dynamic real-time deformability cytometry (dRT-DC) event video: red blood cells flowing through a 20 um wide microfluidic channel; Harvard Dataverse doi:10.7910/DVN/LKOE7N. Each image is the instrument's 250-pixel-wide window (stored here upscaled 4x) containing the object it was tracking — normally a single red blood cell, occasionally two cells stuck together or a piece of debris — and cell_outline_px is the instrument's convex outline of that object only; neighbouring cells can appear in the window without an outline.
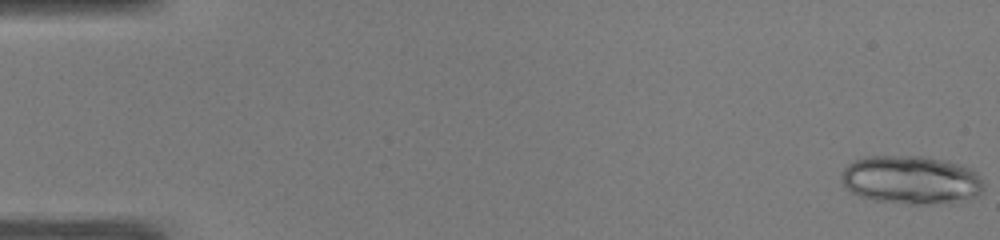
{"species": "common noctule bat (a hibernating species)", "species_latin": "Nyctalus noctula", "temperature_condition": "warm", "stored_images_in_passage": 49, "camera_frame_rate_fps": 3000, "um_per_image_px": 0.085, "animal": {"sex": "male", "body_mass_g": 19.0, "forearm_length_mm": 50.8}, "frame": {"image": 1, "passage_image": 1, "time_ms": 0.0, "image_size_px": [1000, 240], "cell_outline_px": [[984, 188], [980, 192], [972, 196], [952, 200], [924, 204], [908, 204], [876, 200], [860, 196], [852, 192], [840, 180], [840, 172], [848, 164], [864, 156], [924, 156], [944, 160], [960, 164], [972, 168], [980, 176], [984, 184]], "centroid_in_image_um": [77.39, 15.25], "position_along_channel_um": 7.6, "area_um2": 39.77}, "authors_computed_cell_mechanics": {"area_um2": 19.7676, "velocity_mm_per_s": 4.074, "shape_relaxation_time_tau1_ms": 8.1764, "shape_relaxation_time_tau2_ms": 0.9395, "deformation_change_tau1": 0.2767, "deformation_change_tau2": 0.0497}}